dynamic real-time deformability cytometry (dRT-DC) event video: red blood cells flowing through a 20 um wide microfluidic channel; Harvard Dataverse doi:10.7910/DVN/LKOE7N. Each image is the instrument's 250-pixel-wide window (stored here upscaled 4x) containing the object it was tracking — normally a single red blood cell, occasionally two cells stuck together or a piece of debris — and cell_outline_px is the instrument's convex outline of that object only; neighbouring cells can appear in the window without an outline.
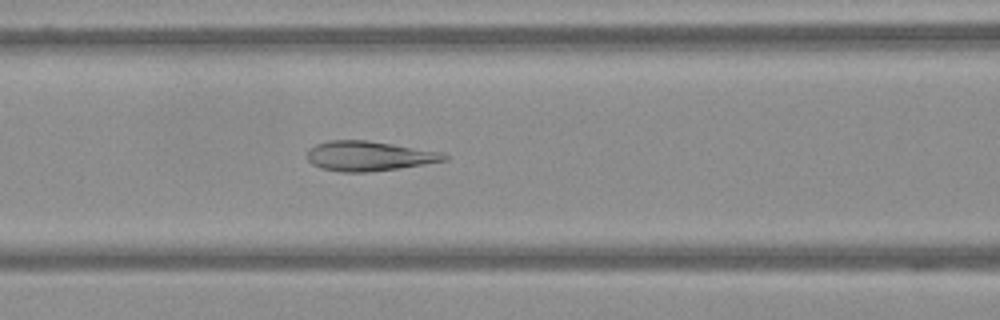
{"species": "Egyptian fruit bat (a non-hibernating species)", "species_latin": "Rousettus aegyptiacus", "temperature_condition": "warm", "stored_images_in_passage": 44, "camera_frame_rate_fps": 3000, "um_per_image_px": 0.085, "frame": {"image": 1, "passage_image": 9, "time_ms": 2.667, "image_size_px": [1000, 320], "cell_outline_px": [[448, 160], [400, 168], [368, 172], [340, 172], [320, 168], [312, 164], [308, 160], [308, 148], [316, 144], [328, 140], [368, 140], [440, 152], [448, 156]], "centroid_in_image_um": [31.32, 13.26], "position_along_channel_um": 135.3, "area_um2": 23.76}}
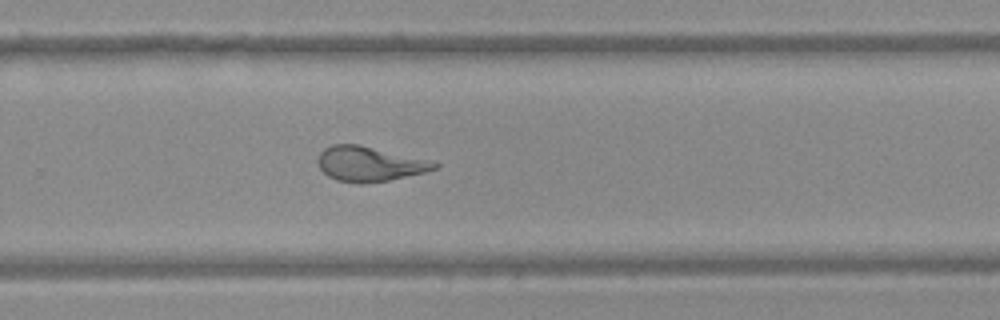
{"frame": {"image": 2, "passage_image": 24, "time_ms": 7.667, "image_size_px": [1000, 320], "cell_outline_px": [[440, 164], [436, 168], [424, 172], [388, 180], [336, 180], [328, 176], [316, 164], [316, 160], [320, 152], [324, 148], [332, 144], [360, 144], [436, 160]], "centroid_in_image_um": [31.45, 13.86], "position_along_channel_um": 298.4, "area_um2": 23.41}}
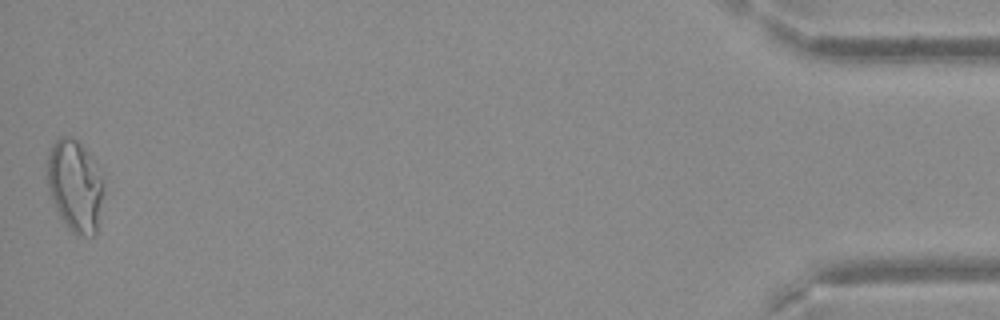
{"frame": {"image": 3, "passage_image": 44, "time_ms": 14.333, "image_size_px": [1000, 320], "cell_outline_px": [[104, 192], [96, 236], [76, 236], [72, 232], [60, 216], [52, 200], [48, 184], [48, 156], [52, 144], [60, 136], [64, 136], [76, 140], [92, 156], [104, 188]], "centroid_in_image_um": [6.4, 15.83], "position_along_channel_um": 428.8, "area_um2": 29.88}}